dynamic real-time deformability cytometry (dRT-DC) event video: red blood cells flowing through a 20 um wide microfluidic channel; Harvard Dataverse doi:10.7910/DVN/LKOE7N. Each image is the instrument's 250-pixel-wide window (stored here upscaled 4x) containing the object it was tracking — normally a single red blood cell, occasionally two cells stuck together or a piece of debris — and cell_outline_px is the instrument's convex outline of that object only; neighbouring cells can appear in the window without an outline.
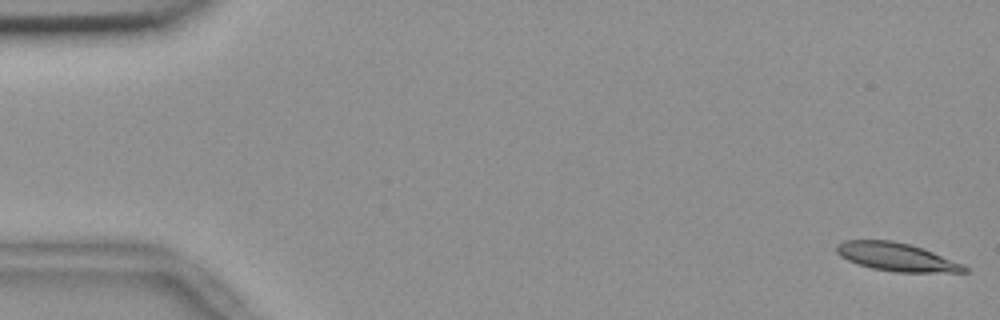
{"species": "common noctule bat (a hibernating species)", "species_latin": "Nyctalus noctula", "temperature_condition": "room temperature", "stored_images_in_passage": 56, "camera_frame_rate_fps": 3000, "um_per_image_px": 0.085, "animal": {"sex": "female", "body_mass_g": 18.4}, "frame": {"image": 1, "passage_image": 1, "time_ms": 0.0, "image_size_px": [1000, 320], "cell_outline_px": [[968, 272], [896, 272], [872, 268], [848, 260], [840, 256], [836, 252], [836, 244], [844, 240], [892, 240], [912, 244], [924, 248], [964, 264], [968, 268]], "centroid_in_image_um": [76.22, 21.83], "position_along_channel_um": 8.8, "area_um2": 21.15}}
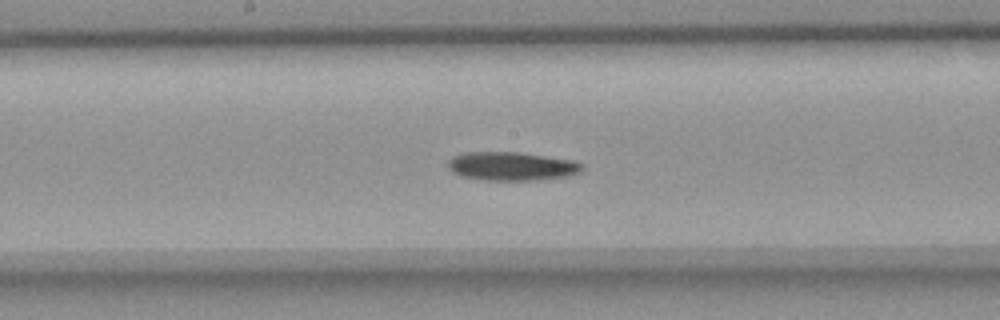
{"frame": {"image": 2, "passage_image": 29, "time_ms": 9.333, "image_size_px": [1000, 320], "cell_outline_px": [[584, 168], [580, 172], [572, 176], [536, 180], [480, 180], [460, 176], [452, 172], [448, 168], [448, 160], [452, 156], [468, 152], [516, 152], [572, 160], [584, 164]], "centroid_in_image_um": [43.49, 14.14], "position_along_channel_um": 204.7, "area_um2": 22.54}}
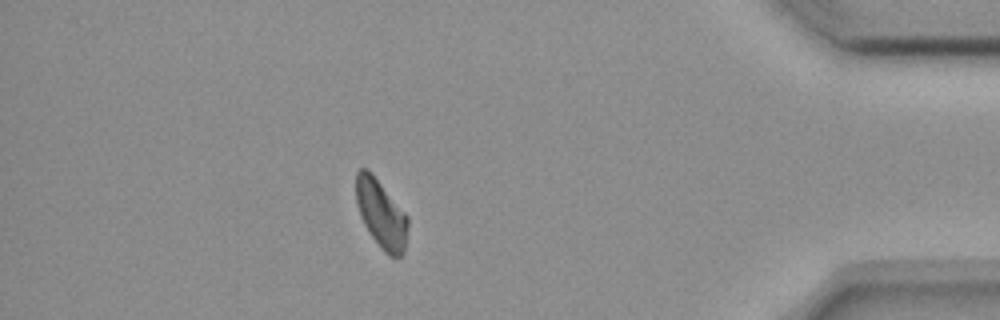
{"frame": {"image": 3, "passage_image": 49, "time_ms": 16.0, "image_size_px": [1000, 320], "cell_outline_px": [[408, 224], [404, 252], [400, 256], [388, 256], [384, 252], [368, 232], [360, 216], [356, 204], [356, 172], [360, 168], [364, 168], [380, 184], [408, 216]], "centroid_in_image_um": [32.39, 18.24], "position_along_channel_um": 402.8, "area_um2": 20.17}}